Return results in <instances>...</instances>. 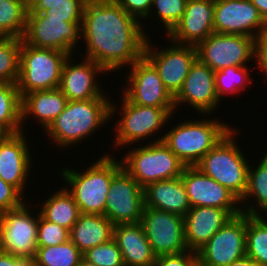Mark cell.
I'll return each instance as SVG.
<instances>
[{"label":"cell","instance_id":"obj_1","mask_svg":"<svg viewBox=\"0 0 267 266\" xmlns=\"http://www.w3.org/2000/svg\"><path fill=\"white\" fill-rule=\"evenodd\" d=\"M115 0H87L82 19L86 57L107 73L131 66L144 54V25ZM143 26V27H142Z\"/></svg>","mask_w":267,"mask_h":266},{"label":"cell","instance_id":"obj_2","mask_svg":"<svg viewBox=\"0 0 267 266\" xmlns=\"http://www.w3.org/2000/svg\"><path fill=\"white\" fill-rule=\"evenodd\" d=\"M109 98H94L90 100L68 101L65 109L54 119L46 129V134L56 145L66 148L88 136H93L100 126L107 124L117 105ZM116 107V108H115ZM72 144V145H71Z\"/></svg>","mask_w":267,"mask_h":266},{"label":"cell","instance_id":"obj_3","mask_svg":"<svg viewBox=\"0 0 267 266\" xmlns=\"http://www.w3.org/2000/svg\"><path fill=\"white\" fill-rule=\"evenodd\" d=\"M113 156L102 155L84 172L67 167L60 169L66 190L73 196L80 213L104 215L111 180L122 169L120 159Z\"/></svg>","mask_w":267,"mask_h":266},{"label":"cell","instance_id":"obj_4","mask_svg":"<svg viewBox=\"0 0 267 266\" xmlns=\"http://www.w3.org/2000/svg\"><path fill=\"white\" fill-rule=\"evenodd\" d=\"M184 121L173 126L159 139L164 141L186 166H196L232 129L228 123L218 119Z\"/></svg>","mask_w":267,"mask_h":266},{"label":"cell","instance_id":"obj_5","mask_svg":"<svg viewBox=\"0 0 267 266\" xmlns=\"http://www.w3.org/2000/svg\"><path fill=\"white\" fill-rule=\"evenodd\" d=\"M240 131L233 128L196 165L204 174L226 187L240 201L248 179L249 160L236 142Z\"/></svg>","mask_w":267,"mask_h":266},{"label":"cell","instance_id":"obj_6","mask_svg":"<svg viewBox=\"0 0 267 266\" xmlns=\"http://www.w3.org/2000/svg\"><path fill=\"white\" fill-rule=\"evenodd\" d=\"M156 139L131 148L120 159L122 168L143 188L153 182L181 177L186 167L164 141Z\"/></svg>","mask_w":267,"mask_h":266},{"label":"cell","instance_id":"obj_7","mask_svg":"<svg viewBox=\"0 0 267 266\" xmlns=\"http://www.w3.org/2000/svg\"><path fill=\"white\" fill-rule=\"evenodd\" d=\"M68 56L59 50L28 45L21 39L16 82L21 98L33 91L59 88L63 64Z\"/></svg>","mask_w":267,"mask_h":266},{"label":"cell","instance_id":"obj_8","mask_svg":"<svg viewBox=\"0 0 267 266\" xmlns=\"http://www.w3.org/2000/svg\"><path fill=\"white\" fill-rule=\"evenodd\" d=\"M122 107L120 114L123 115L115 124L116 138L113 145L123 148L154 136L161 131L167 121L169 122L175 107L142 106L132 103L122 93ZM156 133V134H155ZM154 134V135H153ZM146 138V139H145ZM142 139V140H141ZM123 146V147H121Z\"/></svg>","mask_w":267,"mask_h":266},{"label":"cell","instance_id":"obj_9","mask_svg":"<svg viewBox=\"0 0 267 266\" xmlns=\"http://www.w3.org/2000/svg\"><path fill=\"white\" fill-rule=\"evenodd\" d=\"M82 39V22H66V18L48 17L43 13H27L23 41L38 48H50L72 55Z\"/></svg>","mask_w":267,"mask_h":266},{"label":"cell","instance_id":"obj_10","mask_svg":"<svg viewBox=\"0 0 267 266\" xmlns=\"http://www.w3.org/2000/svg\"><path fill=\"white\" fill-rule=\"evenodd\" d=\"M26 203L0 214V250L33 260L37 250L39 213L32 214Z\"/></svg>","mask_w":267,"mask_h":266},{"label":"cell","instance_id":"obj_11","mask_svg":"<svg viewBox=\"0 0 267 266\" xmlns=\"http://www.w3.org/2000/svg\"><path fill=\"white\" fill-rule=\"evenodd\" d=\"M197 59L214 72L228 67L246 66L254 59L255 38L212 33L196 46Z\"/></svg>","mask_w":267,"mask_h":266},{"label":"cell","instance_id":"obj_12","mask_svg":"<svg viewBox=\"0 0 267 266\" xmlns=\"http://www.w3.org/2000/svg\"><path fill=\"white\" fill-rule=\"evenodd\" d=\"M246 256V214L232 216L209 241L197 251L199 266H229Z\"/></svg>","mask_w":267,"mask_h":266},{"label":"cell","instance_id":"obj_13","mask_svg":"<svg viewBox=\"0 0 267 266\" xmlns=\"http://www.w3.org/2000/svg\"><path fill=\"white\" fill-rule=\"evenodd\" d=\"M149 39L148 37L143 56L155 67L165 88L175 97L197 59L196 47L170 41L169 47L156 50Z\"/></svg>","mask_w":267,"mask_h":266},{"label":"cell","instance_id":"obj_14","mask_svg":"<svg viewBox=\"0 0 267 266\" xmlns=\"http://www.w3.org/2000/svg\"><path fill=\"white\" fill-rule=\"evenodd\" d=\"M140 224L156 257L188 250L184 217L144 206Z\"/></svg>","mask_w":267,"mask_h":266},{"label":"cell","instance_id":"obj_15","mask_svg":"<svg viewBox=\"0 0 267 266\" xmlns=\"http://www.w3.org/2000/svg\"><path fill=\"white\" fill-rule=\"evenodd\" d=\"M144 206V188L122 168L111 180L104 215L113 225L140 223Z\"/></svg>","mask_w":267,"mask_h":266},{"label":"cell","instance_id":"obj_16","mask_svg":"<svg viewBox=\"0 0 267 266\" xmlns=\"http://www.w3.org/2000/svg\"><path fill=\"white\" fill-rule=\"evenodd\" d=\"M129 72L123 94L132 103L142 106L175 107L174 97L165 88L155 67L144 56L130 66Z\"/></svg>","mask_w":267,"mask_h":266},{"label":"cell","instance_id":"obj_17","mask_svg":"<svg viewBox=\"0 0 267 266\" xmlns=\"http://www.w3.org/2000/svg\"><path fill=\"white\" fill-rule=\"evenodd\" d=\"M213 23L214 33L252 38L267 29V24L250 0H214Z\"/></svg>","mask_w":267,"mask_h":266},{"label":"cell","instance_id":"obj_18","mask_svg":"<svg viewBox=\"0 0 267 266\" xmlns=\"http://www.w3.org/2000/svg\"><path fill=\"white\" fill-rule=\"evenodd\" d=\"M181 179L191 208L211 206L227 210L232 216L242 213L240 200L226 187L196 166H186ZM237 205V206H236Z\"/></svg>","mask_w":267,"mask_h":266},{"label":"cell","instance_id":"obj_19","mask_svg":"<svg viewBox=\"0 0 267 266\" xmlns=\"http://www.w3.org/2000/svg\"><path fill=\"white\" fill-rule=\"evenodd\" d=\"M175 111L188 104L197 113H214L221 103L216 91L215 72L198 59L191 65L181 90L174 97Z\"/></svg>","mask_w":267,"mask_h":266},{"label":"cell","instance_id":"obj_20","mask_svg":"<svg viewBox=\"0 0 267 266\" xmlns=\"http://www.w3.org/2000/svg\"><path fill=\"white\" fill-rule=\"evenodd\" d=\"M71 61L72 55H69L63 64L59 84V89L68 101L109 97L101 90L102 86L96 79L98 74L107 73L101 66L87 58L77 64Z\"/></svg>","mask_w":267,"mask_h":266},{"label":"cell","instance_id":"obj_21","mask_svg":"<svg viewBox=\"0 0 267 266\" xmlns=\"http://www.w3.org/2000/svg\"><path fill=\"white\" fill-rule=\"evenodd\" d=\"M24 133L7 134L0 142V177L22 195L33 162Z\"/></svg>","mask_w":267,"mask_h":266},{"label":"cell","instance_id":"obj_22","mask_svg":"<svg viewBox=\"0 0 267 266\" xmlns=\"http://www.w3.org/2000/svg\"><path fill=\"white\" fill-rule=\"evenodd\" d=\"M214 0H188L180 21L167 34L182 45L197 46L214 33Z\"/></svg>","mask_w":267,"mask_h":266},{"label":"cell","instance_id":"obj_23","mask_svg":"<svg viewBox=\"0 0 267 266\" xmlns=\"http://www.w3.org/2000/svg\"><path fill=\"white\" fill-rule=\"evenodd\" d=\"M232 215L225 209L200 206L184 216L185 241L188 250L197 252L219 231Z\"/></svg>","mask_w":267,"mask_h":266},{"label":"cell","instance_id":"obj_24","mask_svg":"<svg viewBox=\"0 0 267 266\" xmlns=\"http://www.w3.org/2000/svg\"><path fill=\"white\" fill-rule=\"evenodd\" d=\"M121 251L124 266H153L156 256L140 223L118 224L113 238Z\"/></svg>","mask_w":267,"mask_h":266},{"label":"cell","instance_id":"obj_25","mask_svg":"<svg viewBox=\"0 0 267 266\" xmlns=\"http://www.w3.org/2000/svg\"><path fill=\"white\" fill-rule=\"evenodd\" d=\"M145 207L156 208L184 217L191 208L181 177L160 180L144 188Z\"/></svg>","mask_w":267,"mask_h":266},{"label":"cell","instance_id":"obj_26","mask_svg":"<svg viewBox=\"0 0 267 266\" xmlns=\"http://www.w3.org/2000/svg\"><path fill=\"white\" fill-rule=\"evenodd\" d=\"M67 102L68 99L59 88L25 94L21 102L22 125L32 116L45 131L65 109Z\"/></svg>","mask_w":267,"mask_h":266},{"label":"cell","instance_id":"obj_27","mask_svg":"<svg viewBox=\"0 0 267 266\" xmlns=\"http://www.w3.org/2000/svg\"><path fill=\"white\" fill-rule=\"evenodd\" d=\"M113 227L105 215L80 213L70 230V240L85 253L92 247L109 242L113 238Z\"/></svg>","mask_w":267,"mask_h":266},{"label":"cell","instance_id":"obj_28","mask_svg":"<svg viewBox=\"0 0 267 266\" xmlns=\"http://www.w3.org/2000/svg\"><path fill=\"white\" fill-rule=\"evenodd\" d=\"M41 205L40 214L46 220L56 223L69 231L80 215L78 205L65 187L54 192Z\"/></svg>","mask_w":267,"mask_h":266},{"label":"cell","instance_id":"obj_29","mask_svg":"<svg viewBox=\"0 0 267 266\" xmlns=\"http://www.w3.org/2000/svg\"><path fill=\"white\" fill-rule=\"evenodd\" d=\"M252 168L249 165L247 188L240 204L255 199L256 205L248 203L243 207L242 204L241 210L248 215H263L260 212L267 213V158L263 156L256 168Z\"/></svg>","mask_w":267,"mask_h":266},{"label":"cell","instance_id":"obj_30","mask_svg":"<svg viewBox=\"0 0 267 266\" xmlns=\"http://www.w3.org/2000/svg\"><path fill=\"white\" fill-rule=\"evenodd\" d=\"M22 98L17 85L0 82V127L8 134H16L22 130Z\"/></svg>","mask_w":267,"mask_h":266},{"label":"cell","instance_id":"obj_31","mask_svg":"<svg viewBox=\"0 0 267 266\" xmlns=\"http://www.w3.org/2000/svg\"><path fill=\"white\" fill-rule=\"evenodd\" d=\"M28 0H0V37L23 39Z\"/></svg>","mask_w":267,"mask_h":266},{"label":"cell","instance_id":"obj_32","mask_svg":"<svg viewBox=\"0 0 267 266\" xmlns=\"http://www.w3.org/2000/svg\"><path fill=\"white\" fill-rule=\"evenodd\" d=\"M246 255L267 266V217L246 214Z\"/></svg>","mask_w":267,"mask_h":266},{"label":"cell","instance_id":"obj_33","mask_svg":"<svg viewBox=\"0 0 267 266\" xmlns=\"http://www.w3.org/2000/svg\"><path fill=\"white\" fill-rule=\"evenodd\" d=\"M83 253L69 239L67 242L52 246H37L33 259L35 266H78Z\"/></svg>","mask_w":267,"mask_h":266},{"label":"cell","instance_id":"obj_34","mask_svg":"<svg viewBox=\"0 0 267 266\" xmlns=\"http://www.w3.org/2000/svg\"><path fill=\"white\" fill-rule=\"evenodd\" d=\"M21 39L0 37V82L16 84L19 75Z\"/></svg>","mask_w":267,"mask_h":266},{"label":"cell","instance_id":"obj_35","mask_svg":"<svg viewBox=\"0 0 267 266\" xmlns=\"http://www.w3.org/2000/svg\"><path fill=\"white\" fill-rule=\"evenodd\" d=\"M248 66L228 67L215 72L216 91L220 101L224 95L239 93L252 83Z\"/></svg>","mask_w":267,"mask_h":266},{"label":"cell","instance_id":"obj_36","mask_svg":"<svg viewBox=\"0 0 267 266\" xmlns=\"http://www.w3.org/2000/svg\"><path fill=\"white\" fill-rule=\"evenodd\" d=\"M187 1L188 0H153L149 16L151 17V14L154 12L152 10H155L154 13H156V17L158 16L161 20L159 23L163 22V27H165L167 35L182 18Z\"/></svg>","mask_w":267,"mask_h":266},{"label":"cell","instance_id":"obj_37","mask_svg":"<svg viewBox=\"0 0 267 266\" xmlns=\"http://www.w3.org/2000/svg\"><path fill=\"white\" fill-rule=\"evenodd\" d=\"M83 259L96 266H124L121 251L113 239L87 250Z\"/></svg>","mask_w":267,"mask_h":266},{"label":"cell","instance_id":"obj_38","mask_svg":"<svg viewBox=\"0 0 267 266\" xmlns=\"http://www.w3.org/2000/svg\"><path fill=\"white\" fill-rule=\"evenodd\" d=\"M70 231L56 223L46 220L39 211L37 246H52L67 242Z\"/></svg>","mask_w":267,"mask_h":266},{"label":"cell","instance_id":"obj_39","mask_svg":"<svg viewBox=\"0 0 267 266\" xmlns=\"http://www.w3.org/2000/svg\"><path fill=\"white\" fill-rule=\"evenodd\" d=\"M87 0H69L50 6L42 13L48 17L66 18V22H82Z\"/></svg>","mask_w":267,"mask_h":266},{"label":"cell","instance_id":"obj_40","mask_svg":"<svg viewBox=\"0 0 267 266\" xmlns=\"http://www.w3.org/2000/svg\"><path fill=\"white\" fill-rule=\"evenodd\" d=\"M24 196L12 185L0 177V214L20 207L25 201Z\"/></svg>","mask_w":267,"mask_h":266},{"label":"cell","instance_id":"obj_41","mask_svg":"<svg viewBox=\"0 0 267 266\" xmlns=\"http://www.w3.org/2000/svg\"><path fill=\"white\" fill-rule=\"evenodd\" d=\"M197 252L187 250L176 254H167L156 257L153 266H195Z\"/></svg>","mask_w":267,"mask_h":266},{"label":"cell","instance_id":"obj_42","mask_svg":"<svg viewBox=\"0 0 267 266\" xmlns=\"http://www.w3.org/2000/svg\"><path fill=\"white\" fill-rule=\"evenodd\" d=\"M129 15L143 21L149 17L153 0H115Z\"/></svg>","mask_w":267,"mask_h":266},{"label":"cell","instance_id":"obj_43","mask_svg":"<svg viewBox=\"0 0 267 266\" xmlns=\"http://www.w3.org/2000/svg\"><path fill=\"white\" fill-rule=\"evenodd\" d=\"M255 62L257 60V69L267 75V29L255 38Z\"/></svg>","mask_w":267,"mask_h":266},{"label":"cell","instance_id":"obj_44","mask_svg":"<svg viewBox=\"0 0 267 266\" xmlns=\"http://www.w3.org/2000/svg\"><path fill=\"white\" fill-rule=\"evenodd\" d=\"M69 0H28V13H42L50 9V6Z\"/></svg>","mask_w":267,"mask_h":266},{"label":"cell","instance_id":"obj_45","mask_svg":"<svg viewBox=\"0 0 267 266\" xmlns=\"http://www.w3.org/2000/svg\"><path fill=\"white\" fill-rule=\"evenodd\" d=\"M24 259L0 250V266H19Z\"/></svg>","mask_w":267,"mask_h":266},{"label":"cell","instance_id":"obj_46","mask_svg":"<svg viewBox=\"0 0 267 266\" xmlns=\"http://www.w3.org/2000/svg\"><path fill=\"white\" fill-rule=\"evenodd\" d=\"M258 9L260 16L267 24V0H250Z\"/></svg>","mask_w":267,"mask_h":266},{"label":"cell","instance_id":"obj_47","mask_svg":"<svg viewBox=\"0 0 267 266\" xmlns=\"http://www.w3.org/2000/svg\"><path fill=\"white\" fill-rule=\"evenodd\" d=\"M229 266H262V265H260L259 263L252 260L246 255L238 260H235Z\"/></svg>","mask_w":267,"mask_h":266},{"label":"cell","instance_id":"obj_48","mask_svg":"<svg viewBox=\"0 0 267 266\" xmlns=\"http://www.w3.org/2000/svg\"><path fill=\"white\" fill-rule=\"evenodd\" d=\"M19 266H35L33 260H24Z\"/></svg>","mask_w":267,"mask_h":266},{"label":"cell","instance_id":"obj_49","mask_svg":"<svg viewBox=\"0 0 267 266\" xmlns=\"http://www.w3.org/2000/svg\"><path fill=\"white\" fill-rule=\"evenodd\" d=\"M78 266H96V265L87 262L85 259H82L78 264Z\"/></svg>","mask_w":267,"mask_h":266},{"label":"cell","instance_id":"obj_50","mask_svg":"<svg viewBox=\"0 0 267 266\" xmlns=\"http://www.w3.org/2000/svg\"><path fill=\"white\" fill-rule=\"evenodd\" d=\"M8 133L0 127V142L3 140V138L7 135Z\"/></svg>","mask_w":267,"mask_h":266},{"label":"cell","instance_id":"obj_51","mask_svg":"<svg viewBox=\"0 0 267 266\" xmlns=\"http://www.w3.org/2000/svg\"><path fill=\"white\" fill-rule=\"evenodd\" d=\"M264 156L267 158V150H266V152L264 153Z\"/></svg>","mask_w":267,"mask_h":266}]
</instances>
